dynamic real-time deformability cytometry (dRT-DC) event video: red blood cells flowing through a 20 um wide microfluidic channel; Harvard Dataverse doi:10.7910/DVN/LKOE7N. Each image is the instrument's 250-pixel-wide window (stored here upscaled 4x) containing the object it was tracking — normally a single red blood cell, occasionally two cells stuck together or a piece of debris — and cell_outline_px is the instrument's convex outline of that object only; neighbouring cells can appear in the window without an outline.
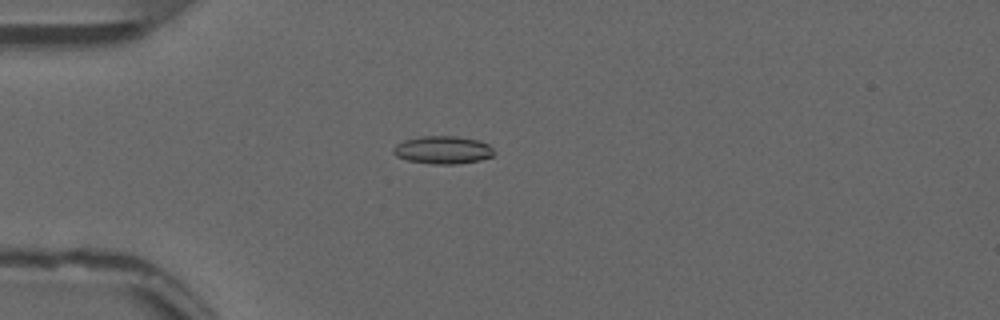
{"species": "common noctule bat (a hibernating species)", "species_latin": "Nyctalus noctula", "temperature_condition": "warm", "stored_images_in_passage": 45, "camera_frame_rate_fps": 3000, "um_per_image_px": 0.085, "animal": {"sex": "male", "forearm_length_mm": 52.5}, "frame": {"image": 1, "passage_image": 6, "time_ms": 1.667, "image_size_px": [1000, 320], "cell_outline_px": [[496, 152], [492, 156], [480, 160], [456, 164], [432, 164], [408, 160], [396, 156], [392, 152], [392, 148], [396, 144], [404, 140], [420, 136], [456, 136], [480, 140], [488, 144]], "centroid_in_image_um": [37.64, 12.74], "position_along_channel_um": 47.4, "area_um2": 16.47}}
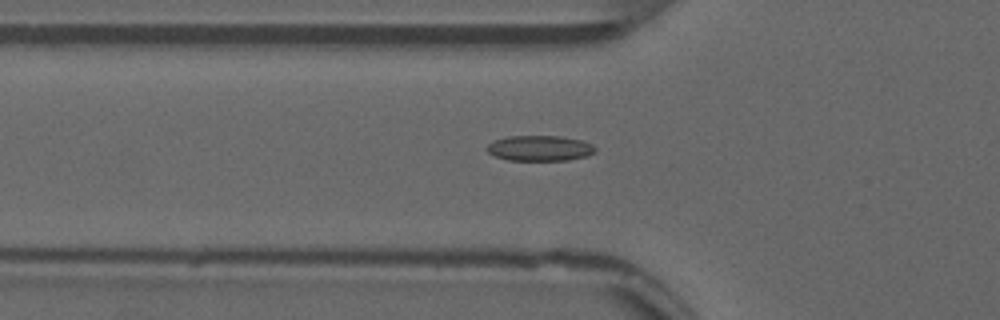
{"frame": {"image": 2, "passage_image": 10, "time_ms": 3.0, "image_size_px": [1000, 320], "cell_outline_px": [[596, 152], [588, 156], [568, 160], [508, 160], [496, 156], [488, 152], [488, 144], [492, 140], [508, 136], [560, 136], [580, 140], [592, 144], [596, 148]], "centroid_in_image_um": [45.9, 12.59], "position_along_channel_um": 79.9, "area_um2": 16.07}}
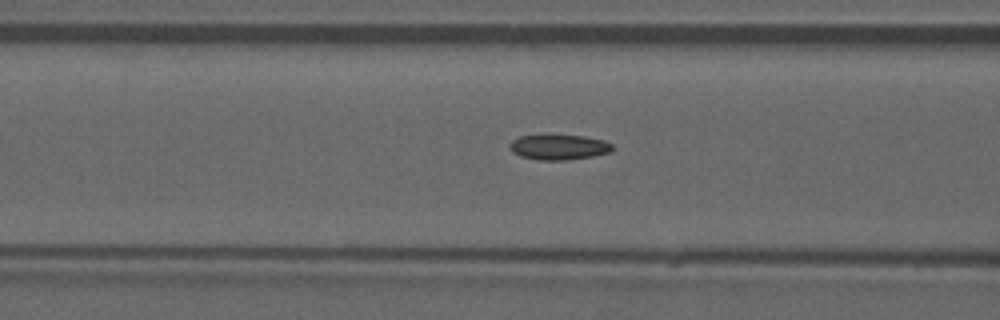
{"frame": {"image": 3, "passage_image": 13, "time_ms": 4.0, "image_size_px": [1000, 320], "cell_outline_px": [[612, 152], [592, 156], [568, 160], [540, 160], [520, 156], [512, 152], [508, 148], [508, 144], [512, 140], [520, 136], [544, 132], [584, 136], [604, 140], [612, 144]], "centroid_in_image_um": [47.44, 12.46], "position_along_channel_um": 119.2, "area_um2": 15.9}, "authors_computed_cell_mechanics": {"area_um2": 14.6234, "velocity_mm_per_s": 3.849, "shape_relaxation_time_tau1_ms": null, "shape_relaxation_time_tau2_ms": 3.8701, "deformation_change_tau1": null, "deformation_change_tau2": 0.0971}}